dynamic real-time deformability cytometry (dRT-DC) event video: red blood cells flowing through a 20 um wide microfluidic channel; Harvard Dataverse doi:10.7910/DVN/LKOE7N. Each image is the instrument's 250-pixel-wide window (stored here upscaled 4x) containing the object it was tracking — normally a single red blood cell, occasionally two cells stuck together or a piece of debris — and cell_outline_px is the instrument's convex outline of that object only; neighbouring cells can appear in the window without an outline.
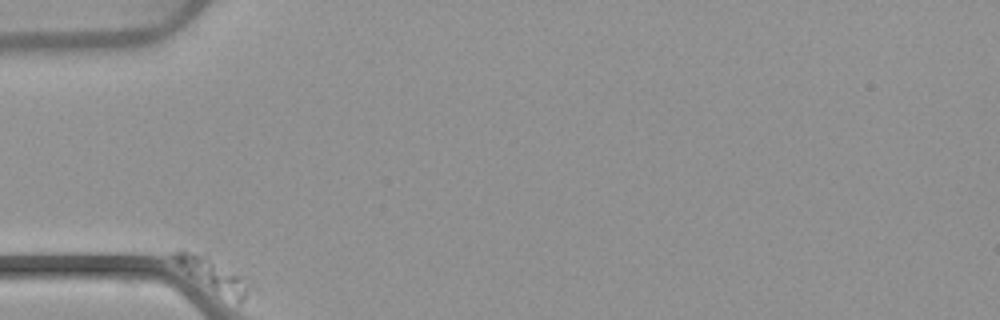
{"species": "common noctule bat (a hibernating species)", "species_latin": "Nyctalus noctula", "temperature_condition": "warm", "stored_images_in_passage": 45, "camera_frame_rate_fps": 3000, "um_per_image_px": 0.085, "animal": {"sex": "female", "body_mass_g": 22.7, "forearm_length_mm": 54.2}, "frame": {"image": 1, "passage_image": 1, "time_ms": 0.0, "image_size_px": [1000, 320], "cell_outline_px": [[260, 292], [244, 300], [236, 300], [188, 272], [168, 256], [176, 248], [184, 248], [208, 252], [256, 280], [260, 288]], "centroid_in_image_um": [18.39, 23.21], "position_along_channel_um": 66.6, "area_um2": 16.18}}
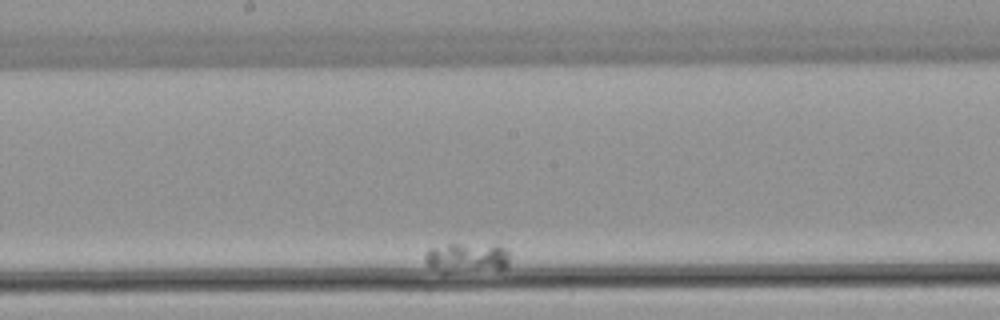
{"frame": {"image": 2, "passage_image": 23, "time_ms": 7.333, "image_size_px": [1000, 320], "cell_outline_px": [[508, 264], [504, 268], [448, 272], [440, 272], [428, 268], [424, 264], [424, 252], [428, 248], [448, 244], [496, 244], [504, 248], [508, 252]], "centroid_in_image_um": [39.58, 21.89], "position_along_channel_um": 208.6, "area_um2": 14.91}}
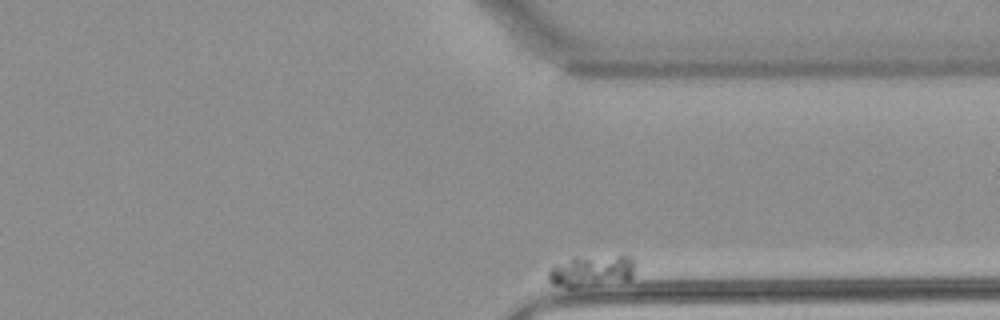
{"frame": {"image": 3, "passage_image": 45, "time_ms": 14.667, "image_size_px": [1000, 320], "cell_outline_px": [[636, 264], [632, 276], [628, 280], [572, 288], [568, 288], [552, 284], [548, 280], [548, 272], [552, 268], [572, 256], [632, 256], [636, 260]], "centroid_in_image_um": [50.31, 23.02], "position_along_channel_um": 361.1, "area_um2": 16.18}}